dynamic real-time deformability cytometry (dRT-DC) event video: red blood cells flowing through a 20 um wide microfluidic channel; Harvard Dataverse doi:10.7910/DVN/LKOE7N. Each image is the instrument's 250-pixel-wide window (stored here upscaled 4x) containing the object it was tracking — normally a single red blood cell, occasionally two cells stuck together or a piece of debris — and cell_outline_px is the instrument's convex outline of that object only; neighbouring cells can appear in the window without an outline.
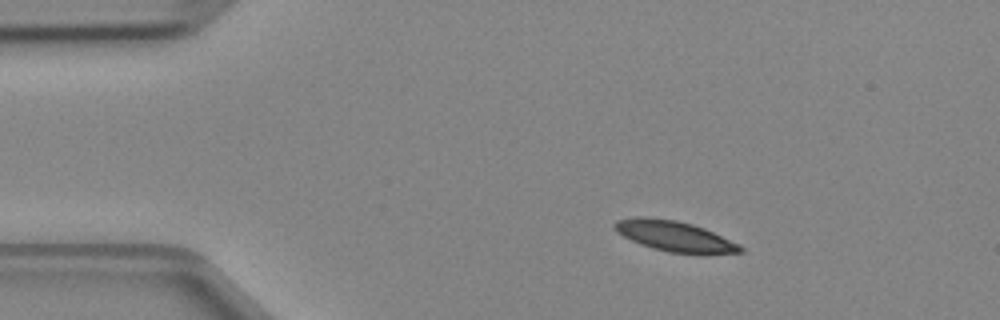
{"species": "Egyptian fruit bat (a non-hibernating species)", "species_latin": "Rousettus aegyptiacus", "temperature_condition": "cold", "stored_images_in_passage": 4, "camera_frame_rate_fps": 3000, "um_per_image_px": 0.085, "animal": {"sex": "female"}, "frame": {"image": 1, "passage_image": 2, "time_ms": 0.333, "image_size_px": [1000, 320], "cell_outline_px": [[744, 252], [708, 256], [700, 256], [668, 252], [652, 248], [640, 244], [616, 232], [612, 228], [612, 224], [616, 220], [636, 216], [644, 216], [676, 220], [692, 224], [704, 228], [740, 244], [744, 248]], "centroid_in_image_um": [57.39, 20.11], "position_along_channel_um": 27.6, "area_um2": 23.18}}
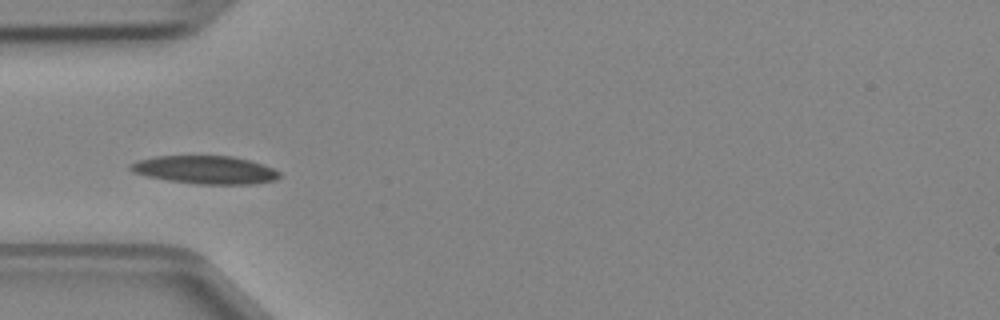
{"frame": {"image": 2, "passage_image": 4, "time_ms": 1.0, "image_size_px": [1000, 320], "cell_outline_px": [[280, 176], [276, 180], [252, 184], [196, 184], [168, 180], [148, 176], [132, 172], [128, 168], [128, 164], [140, 160], [156, 156], [232, 156], [264, 164], [280, 172]], "centroid_in_image_um": [17.45, 14.44], "position_along_channel_um": 67.6, "area_um2": 24.33}}